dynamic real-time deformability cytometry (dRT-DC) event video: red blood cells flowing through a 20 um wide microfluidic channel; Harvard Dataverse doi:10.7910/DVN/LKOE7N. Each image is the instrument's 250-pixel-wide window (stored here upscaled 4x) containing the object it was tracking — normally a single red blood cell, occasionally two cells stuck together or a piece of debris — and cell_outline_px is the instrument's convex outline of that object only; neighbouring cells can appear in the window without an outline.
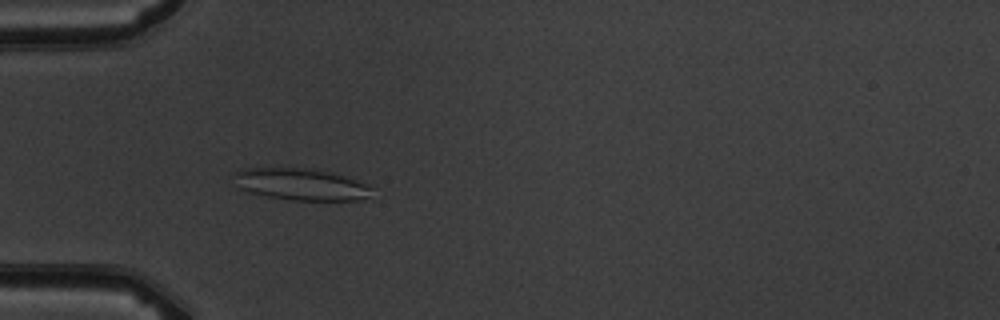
{"species": "common noctule bat (a hibernating species)", "species_latin": "Nyctalus noctula", "temperature_condition": "warm", "stored_images_in_passage": 4, "camera_frame_rate_fps": 3000, "um_per_image_px": 0.085, "animal": {"sex": "male", "body_mass_g": 19.5, "forearm_length_mm": 54.6}, "frame": {"image": 1, "passage_image": 4, "time_ms": 3.333, "image_size_px": [1000, 320], "cell_outline_px": [[372, 188], [368, 196], [356, 200], [292, 200], [268, 196], [248, 192], [240, 188], [232, 172], [240, 168], [312, 168], [344, 176], [368, 184]], "centroid_in_image_um": [25.54, 15.65], "position_along_channel_um": 59.5, "area_um2": 25.37}}